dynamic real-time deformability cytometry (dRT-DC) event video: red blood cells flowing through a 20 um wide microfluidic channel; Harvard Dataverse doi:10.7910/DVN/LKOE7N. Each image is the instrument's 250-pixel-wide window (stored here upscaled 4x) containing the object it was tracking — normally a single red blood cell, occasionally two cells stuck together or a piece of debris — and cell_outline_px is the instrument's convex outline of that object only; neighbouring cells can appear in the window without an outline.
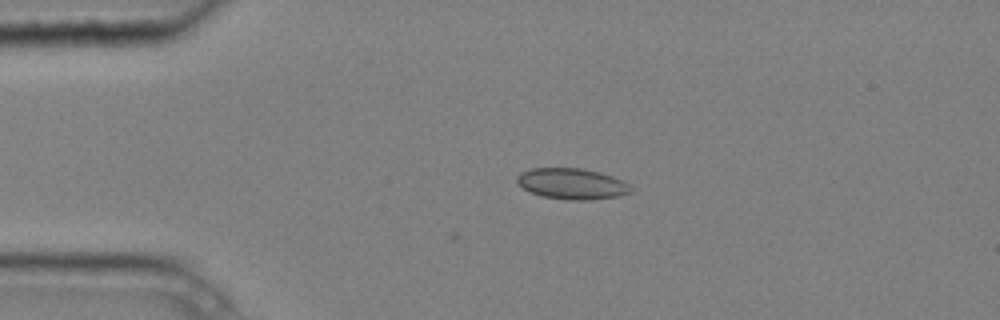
{"species": "common noctule bat (a hibernating species)", "species_latin": "Nyctalus noctula", "temperature_condition": "cold", "stored_images_in_passage": 3, "camera_frame_rate_fps": 3000, "um_per_image_px": 0.085, "animal": {"sex": "male", "body_mass_g": 20.4}, "frame": {"image": 1, "passage_image": 2, "time_ms": 0.333, "image_size_px": [1000, 320], "cell_outline_px": [[632, 192], [620, 196], [588, 200], [568, 200], [540, 196], [524, 188], [516, 180], [516, 176], [520, 172], [532, 168], [584, 168], [600, 172], [612, 176], [628, 184], [632, 188]], "centroid_in_image_um": [48.62, 15.62], "position_along_channel_um": 36.4, "area_um2": 20.58}}